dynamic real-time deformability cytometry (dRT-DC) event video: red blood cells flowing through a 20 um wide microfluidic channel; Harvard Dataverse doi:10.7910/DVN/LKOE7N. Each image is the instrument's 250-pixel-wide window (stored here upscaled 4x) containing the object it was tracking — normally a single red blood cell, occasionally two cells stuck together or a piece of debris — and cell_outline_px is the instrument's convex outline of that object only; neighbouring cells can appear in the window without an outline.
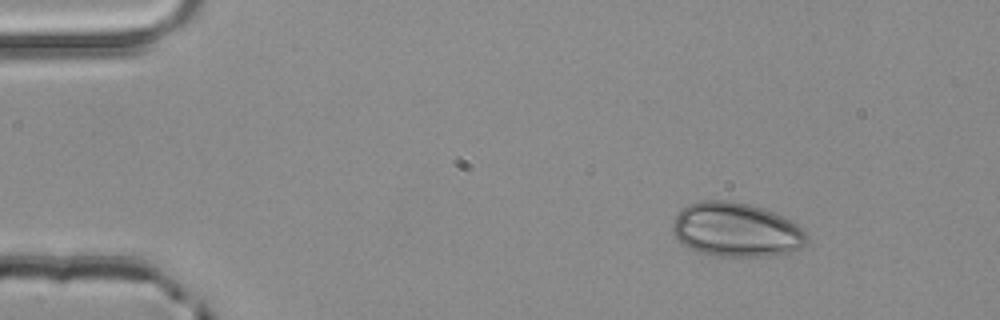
{"species": "common noctule bat (a hibernating species)", "species_latin": "Nyctalus noctula", "temperature_condition": "room temperature", "stored_images_in_passage": 4, "segment_of_instrument_passage": [1, 2], "camera_frame_rate_fps": 3000, "um_per_image_px": 0.085, "animal": {"sex": "male", "body_mass_g": 20.4}, "frame": {"image": 1, "passage_image": 1, "time_ms": 0.0, "image_size_px": [1000, 320], "cell_outline_px": [[808, 240], [800, 248], [792, 252], [772, 256], [716, 256], [700, 252], [680, 244], [676, 240], [672, 232], [672, 224], [680, 208], [688, 204], [700, 200], [728, 200], [748, 204], [764, 208], [784, 216], [796, 224], [808, 236]], "centroid_in_image_um": [62.54, 19.53], "position_along_channel_um": 22.5, "area_um2": 42.83}}